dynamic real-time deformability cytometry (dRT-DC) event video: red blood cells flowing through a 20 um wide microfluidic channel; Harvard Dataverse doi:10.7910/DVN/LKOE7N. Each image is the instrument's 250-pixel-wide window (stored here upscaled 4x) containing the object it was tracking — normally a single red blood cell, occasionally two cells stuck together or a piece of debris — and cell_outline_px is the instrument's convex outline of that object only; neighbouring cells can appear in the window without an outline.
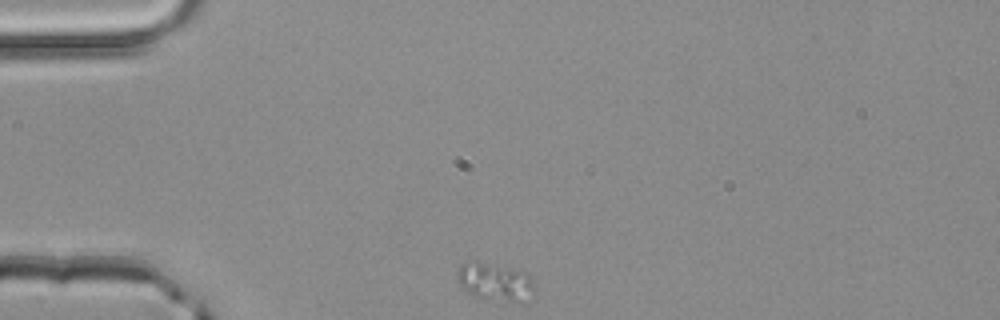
{"species": "common noctule bat (a hibernating species)", "species_latin": "Nyctalus noctula", "temperature_condition": "room temperature", "stored_images_in_passage": 2, "camera_frame_rate_fps": 3000, "um_per_image_px": 0.085, "animal": {"sex": "male", "body_mass_g": 20.4}, "frame": {"image": 1, "passage_image": 1, "time_ms": 0.0, "image_size_px": [1000, 320], "cell_outline_px": [[532, 300], [484, 300], [472, 296], [456, 280], [456, 272], [460, 264], [468, 260], [476, 260], [528, 272], [532, 280]], "centroid_in_image_um": [42.01, 23.93], "position_along_channel_um": 43.0, "area_um2": 17.34}}